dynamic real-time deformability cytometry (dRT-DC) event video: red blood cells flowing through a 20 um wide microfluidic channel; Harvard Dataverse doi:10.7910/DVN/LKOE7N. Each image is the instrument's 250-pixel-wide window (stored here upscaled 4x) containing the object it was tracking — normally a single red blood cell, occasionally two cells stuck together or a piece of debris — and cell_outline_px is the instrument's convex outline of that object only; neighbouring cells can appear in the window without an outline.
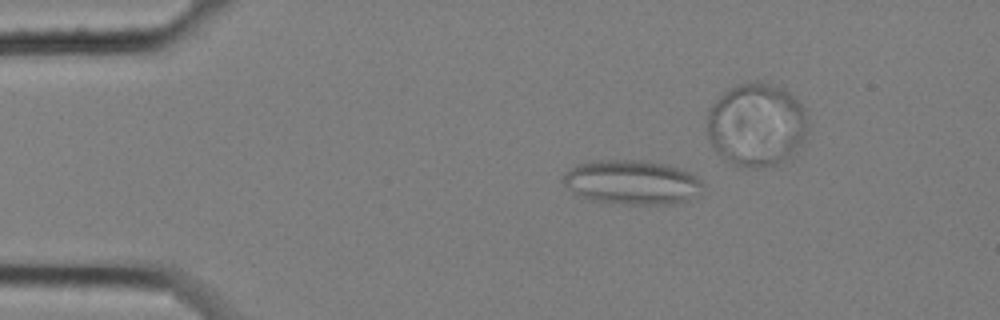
{"species": "common noctule bat (a hibernating species)", "species_latin": "Nyctalus noctula", "temperature_condition": "cold", "stored_images_in_passage": 5, "camera_frame_rate_fps": 3000, "um_per_image_px": 0.085, "animal": {"sex": "female", "body_mass_g": 25.1}, "frame": {"image": 1, "passage_image": 2, "time_ms": 0.333, "image_size_px": [1000, 320], "cell_outline_px": [[704, 184], [700, 196], [676, 204], [608, 204], [576, 196], [560, 180], [564, 172], [576, 164], [588, 160], [640, 160], [664, 164], [692, 172]], "centroid_in_image_um": [53.69, 15.51], "position_along_channel_um": 31.3, "area_um2": 37.05}}